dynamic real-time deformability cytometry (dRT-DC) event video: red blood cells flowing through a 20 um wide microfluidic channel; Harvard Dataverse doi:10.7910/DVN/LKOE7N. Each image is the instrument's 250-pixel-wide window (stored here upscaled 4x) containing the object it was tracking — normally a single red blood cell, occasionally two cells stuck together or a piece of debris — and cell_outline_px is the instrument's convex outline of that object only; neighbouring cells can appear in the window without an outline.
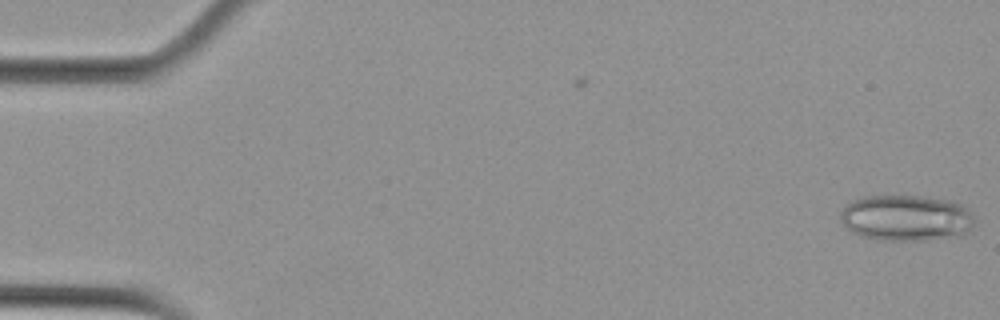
{"species": "Egyptian fruit bat (a non-hibernating species)", "species_latin": "Rousettus aegyptiacus", "temperature_condition": "cold", "stored_images_in_passage": 7, "camera_frame_rate_fps": 3000, "um_per_image_px": 0.085, "animal": {"sex": "female"}, "frame": {"image": 1, "passage_image": 7, "time_ms": 2.0, "image_size_px": [1000, 320], "cell_outline_px": [[972, 228], [960, 236], [928, 240], [884, 240], [864, 236], [848, 228], [840, 220], [840, 212], [848, 204], [864, 196], [924, 196], [952, 200], [960, 204], [972, 216]], "centroid_in_image_um": [77.04, 18.52], "position_along_channel_um": 8.0, "area_um2": 35.55}}